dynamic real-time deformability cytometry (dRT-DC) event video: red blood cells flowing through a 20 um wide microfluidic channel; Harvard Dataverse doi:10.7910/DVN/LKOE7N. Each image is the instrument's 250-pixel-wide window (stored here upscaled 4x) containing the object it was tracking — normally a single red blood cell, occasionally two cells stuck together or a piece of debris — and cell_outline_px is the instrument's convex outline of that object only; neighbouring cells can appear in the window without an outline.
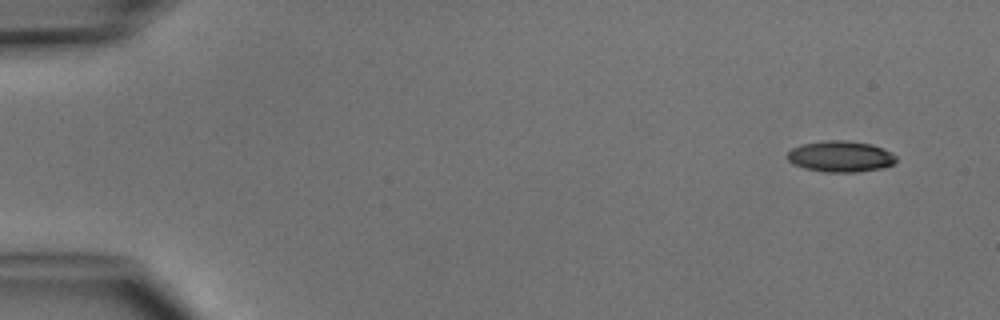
{"species": "common noctule bat (a hibernating species)", "species_latin": "Nyctalus noctula", "temperature_condition": "cold", "stored_images_in_passage": 5, "camera_frame_rate_fps": 3000, "um_per_image_px": 0.085, "animal": {"sex": "male", "body_mass_g": 15.6}, "frame": {"image": 1, "passage_image": 1, "time_ms": 0.0, "image_size_px": [1000, 320], "cell_outline_px": [[896, 160], [892, 164], [880, 168], [856, 172], [824, 172], [804, 168], [792, 164], [788, 160], [788, 152], [792, 148], [800, 144], [824, 140], [844, 140], [872, 144], [884, 148], [896, 156]], "centroid_in_image_um": [71.41, 13.29], "position_along_channel_um": 13.6, "area_um2": 19.77}}
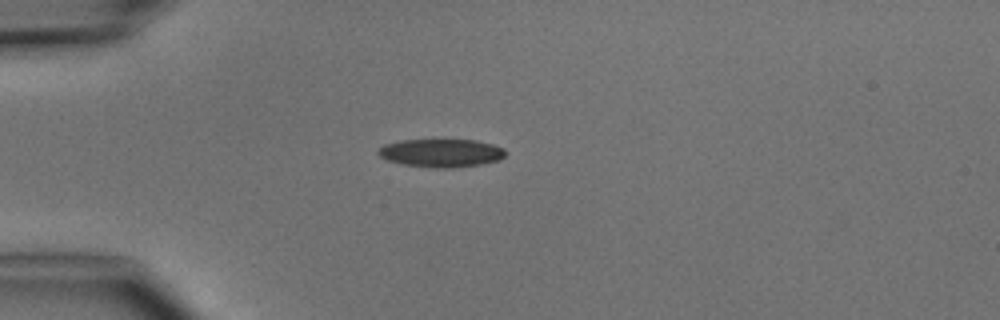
{"frame": {"image": 2, "passage_image": 4, "time_ms": 3.333, "image_size_px": [1000, 320], "cell_outline_px": [[504, 156], [500, 160], [480, 164], [452, 168], [432, 168], [404, 164], [388, 160], [380, 156], [376, 152], [384, 144], [400, 140], [476, 140], [492, 144], [504, 148]], "centroid_in_image_um": [37.5, 13.0], "position_along_channel_um": 47.5, "area_um2": 20.81}}